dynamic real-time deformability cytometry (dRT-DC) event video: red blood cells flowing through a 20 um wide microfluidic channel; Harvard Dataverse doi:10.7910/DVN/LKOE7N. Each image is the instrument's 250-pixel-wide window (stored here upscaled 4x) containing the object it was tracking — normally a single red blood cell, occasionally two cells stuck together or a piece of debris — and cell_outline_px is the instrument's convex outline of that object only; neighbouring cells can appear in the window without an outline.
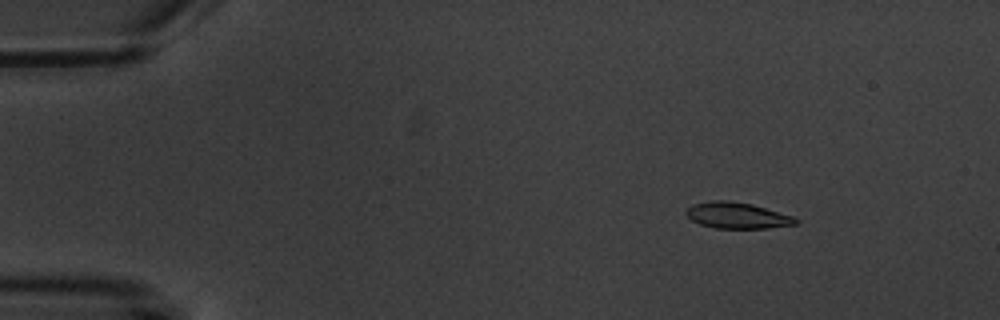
{"species": "common noctule bat (a hibernating species)", "species_latin": "Nyctalus noctula", "temperature_condition": "warm", "stored_images_in_passage": 4, "camera_frame_rate_fps": 3000, "um_per_image_px": 0.085, "animal": {"sex": "male", "body_mass_g": 20.1, "forearm_length_mm": 53.5}, "frame": {"image": 1, "passage_image": 2, "time_ms": 1.333, "image_size_px": [1000, 320], "cell_outline_px": [[800, 220], [796, 224], [768, 228], [716, 228], [700, 224], [692, 220], [684, 212], [692, 204], [712, 200], [728, 200], [752, 204], [792, 216]], "centroid_in_image_um": [62.64, 18.31], "position_along_channel_um": 22.4, "area_um2": 16.59}}
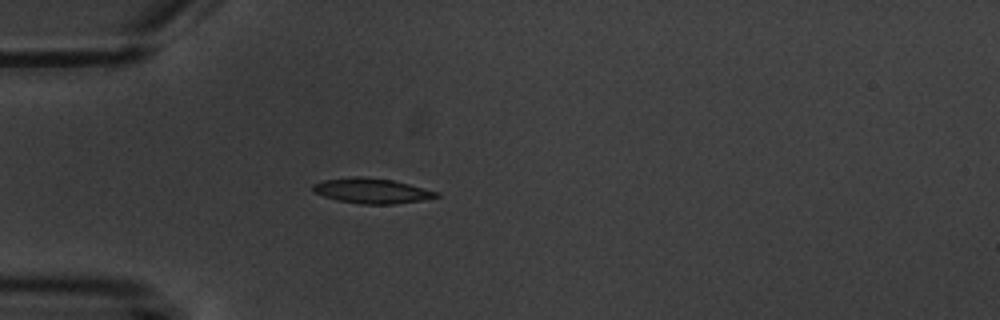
{"frame": {"image": 2, "passage_image": 4, "time_ms": 4.333, "image_size_px": [1000, 320], "cell_outline_px": [[440, 196], [420, 200], [392, 204], [360, 204], [336, 200], [312, 192], [312, 184], [324, 180], [356, 176], [360, 176], [392, 180], [440, 192]], "centroid_in_image_um": [31.56, 16.22], "position_along_channel_um": 53.4, "area_um2": 17.98}}